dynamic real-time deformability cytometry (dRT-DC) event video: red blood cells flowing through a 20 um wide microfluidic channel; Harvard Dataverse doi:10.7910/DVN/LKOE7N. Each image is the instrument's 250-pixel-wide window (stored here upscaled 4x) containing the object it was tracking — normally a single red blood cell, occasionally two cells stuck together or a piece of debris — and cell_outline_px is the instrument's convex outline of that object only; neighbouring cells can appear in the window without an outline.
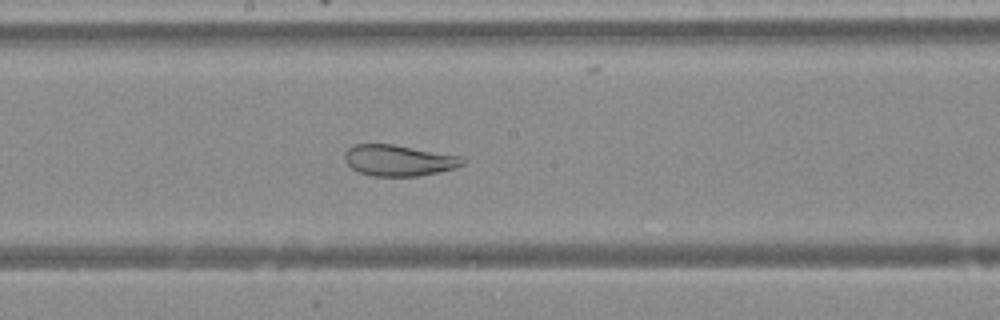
{"species": "Egyptian fruit bat (a non-hibernating species)", "species_latin": "Rousettus aegyptiacus", "temperature_condition": "warm", "stored_images_in_passage": 48, "camera_frame_rate_fps": 3000, "um_per_image_px": 0.085, "animal": {"sex": "female"}, "frame": {"image": 1, "passage_image": 26, "time_ms": 8.333, "image_size_px": [1000, 320], "cell_outline_px": [[464, 164], [456, 168], [416, 176], [372, 176], [360, 172], [352, 168], [344, 160], [344, 152], [352, 144], [392, 144], [464, 156]], "centroid_in_image_um": [33.89, 13.62], "position_along_channel_um": 214.3, "area_um2": 21.44}}
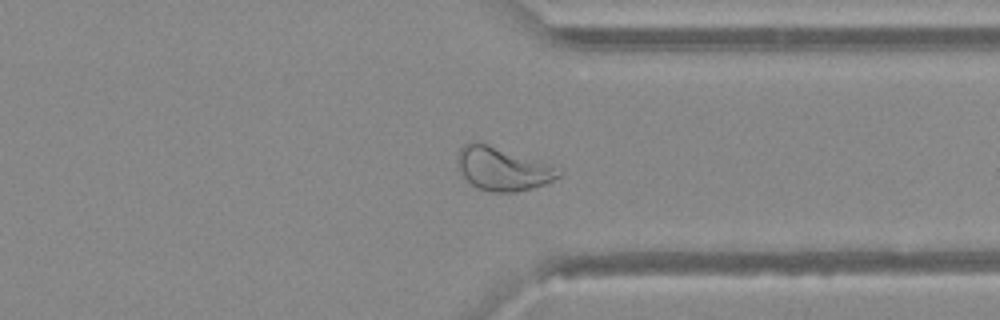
{"frame": {"image": 2, "passage_image": 37, "time_ms": 12.0, "image_size_px": [1000, 320], "cell_outline_px": [[564, 172], [560, 176], [544, 184], [532, 188], [516, 192], [492, 192], [476, 188], [460, 172], [456, 164], [456, 160], [460, 148], [464, 144], [488, 144], [564, 168]], "centroid_in_image_um": [42.78, 14.37], "position_along_channel_um": 368.6, "area_um2": 25.55}}
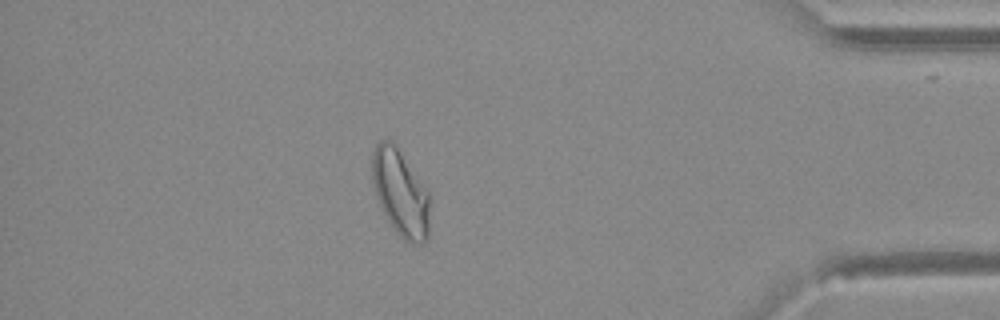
{"frame": {"image": 3, "passage_image": 42, "time_ms": 13.667, "image_size_px": [1000, 320], "cell_outline_px": [[428, 236], [424, 244], [412, 244], [404, 240], [400, 236], [388, 220], [380, 204], [372, 180], [372, 152], [376, 144], [380, 140], [392, 140], [428, 192]], "centroid_in_image_um": [34.02, 16.4], "position_along_channel_um": 401.2, "area_um2": 28.38}}